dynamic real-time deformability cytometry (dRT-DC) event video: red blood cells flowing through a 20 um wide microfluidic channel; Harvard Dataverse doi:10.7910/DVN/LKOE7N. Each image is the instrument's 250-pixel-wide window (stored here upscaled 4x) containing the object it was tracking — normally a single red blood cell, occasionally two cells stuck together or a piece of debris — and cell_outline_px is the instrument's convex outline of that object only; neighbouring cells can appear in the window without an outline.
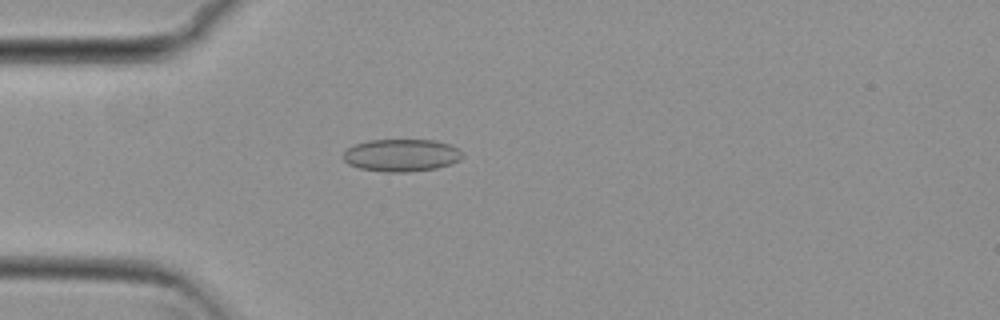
{"species": "common noctule bat (a hibernating species)", "species_latin": "Nyctalus noctula", "temperature_condition": "cold", "stored_images_in_passage": 41, "camera_frame_rate_fps": 3000, "um_per_image_px": 0.085, "animal": {"sex": "female", "body_mass_g": 29.2, "forearm_length_mm": 56.3}, "frame": {"image": 1, "passage_image": 2, "time_ms": 0.333, "image_size_px": [1000, 320], "cell_outline_px": [[464, 156], [460, 160], [452, 164], [436, 168], [408, 172], [384, 172], [360, 168], [348, 164], [340, 156], [348, 148], [356, 144], [368, 140], [436, 140], [448, 144], [456, 148]], "centroid_in_image_um": [34.1, 13.2], "position_along_channel_um": 50.9, "area_um2": 22.6}}
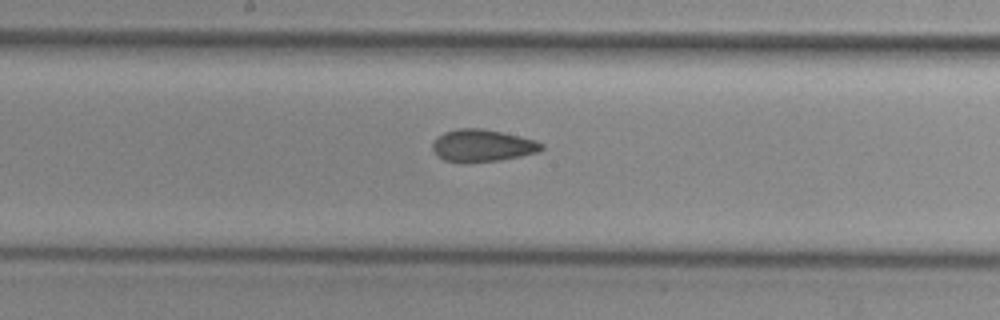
{"frame": {"image": 2, "passage_image": 15, "time_ms": 4.667, "image_size_px": [1000, 320], "cell_outline_px": [[544, 148], [540, 152], [500, 160], [468, 164], [464, 164], [444, 160], [432, 148], [432, 140], [444, 132], [456, 128], [480, 128], [520, 136], [536, 140], [544, 144]], "centroid_in_image_um": [41.0, 12.39], "position_along_channel_um": 207.2, "area_um2": 20.81}}
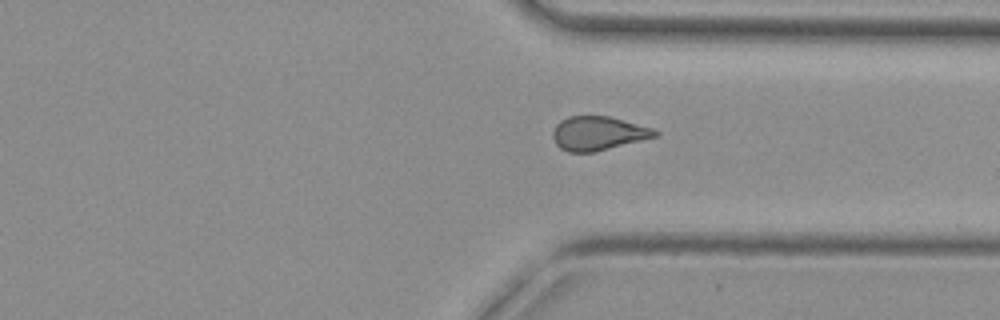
{"frame": {"image": 3, "passage_image": 27, "time_ms": 8.667, "image_size_px": [1000, 320], "cell_outline_px": [[660, 132], [656, 136], [596, 152], [568, 152], [560, 148], [556, 144], [552, 136], [552, 132], [556, 124], [560, 120], [568, 116], [612, 116], [656, 128]], "centroid_in_image_um": [50.86, 11.32], "position_along_channel_um": 360.5, "area_um2": 20.52}, "authors_computed_cell_mechanics": {"area_um2": 20.4612, "velocity_mm_per_s": 3.8351, "shape_relaxation_time_tau1_ms": null, "shape_relaxation_time_tau2_ms": 2.5601, "deformation_change_tau1": null, "deformation_change_tau2": 0.0881}}